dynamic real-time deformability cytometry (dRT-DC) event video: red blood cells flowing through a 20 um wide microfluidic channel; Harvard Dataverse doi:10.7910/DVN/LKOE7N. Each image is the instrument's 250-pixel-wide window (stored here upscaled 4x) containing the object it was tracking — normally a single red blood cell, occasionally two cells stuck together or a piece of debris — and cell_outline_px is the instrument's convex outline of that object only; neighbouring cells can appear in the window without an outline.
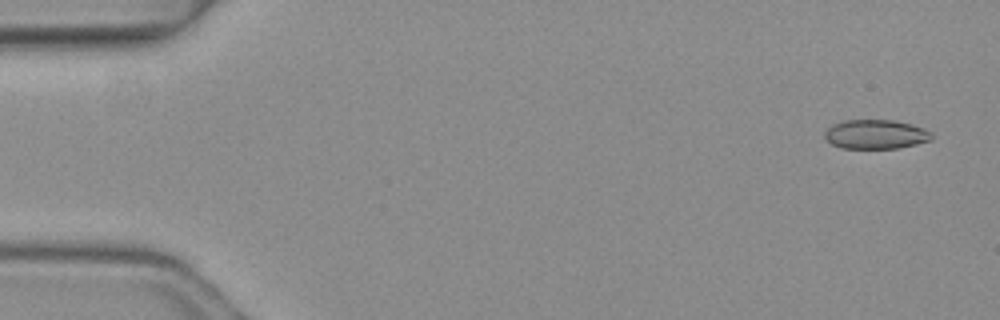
{"species": "common noctule bat (a hibernating species)", "species_latin": "Nyctalus noctula", "temperature_condition": "warm", "stored_images_in_passage": 5, "camera_frame_rate_fps": 3000, "um_per_image_px": 0.085, "animal": {"sex": "female", "body_mass_g": 19.3, "forearm_length_mm": 54.1}, "frame": {"image": 1, "passage_image": 1, "time_ms": 0.0, "image_size_px": [1000, 320], "cell_outline_px": [[932, 140], [916, 144], [896, 148], [840, 148], [832, 144], [824, 136], [824, 132], [832, 124], [844, 120], [892, 120], [912, 124], [924, 128], [932, 132]], "centroid_in_image_um": [74.44, 11.41], "position_along_channel_um": 10.6, "area_um2": 18.26}}
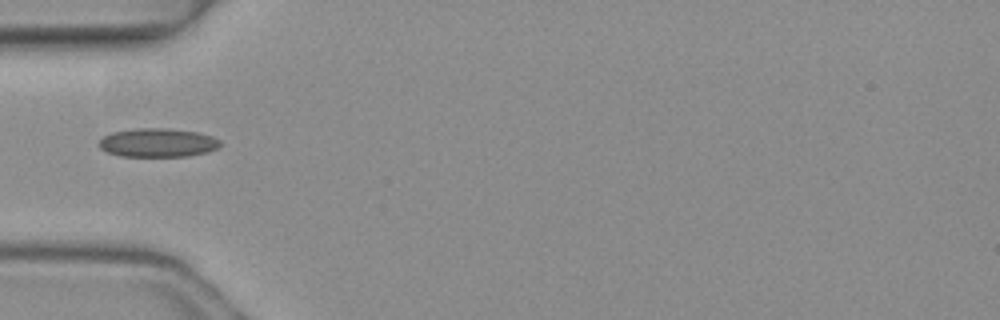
{"frame": {"image": 2, "passage_image": 4, "time_ms": 1.0, "image_size_px": [1000, 320], "cell_outline_px": [[220, 148], [208, 152], [188, 156], [120, 156], [108, 152], [100, 148], [100, 140], [104, 136], [112, 132], [136, 128], [168, 128], [196, 132], [212, 136], [220, 140]], "centroid_in_image_um": [13.44, 12.13], "position_along_channel_um": 71.6, "area_um2": 20.29}}
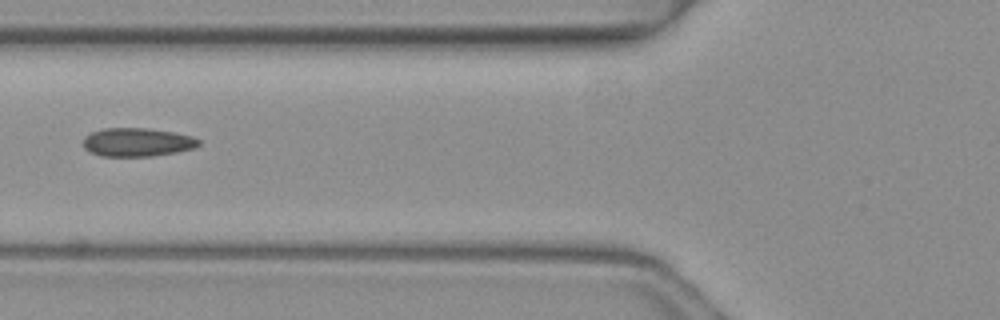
{"frame": {"image": 3, "passage_image": 5, "time_ms": 1.333, "image_size_px": [1000, 320], "cell_outline_px": [[200, 144], [196, 148], [176, 152], [152, 156], [100, 156], [84, 148], [84, 136], [92, 132], [104, 128], [148, 128], [176, 132], [192, 136], [200, 140]], "centroid_in_image_um": [11.7, 12.08], "position_along_channel_um": 114.1, "area_um2": 19.31}}